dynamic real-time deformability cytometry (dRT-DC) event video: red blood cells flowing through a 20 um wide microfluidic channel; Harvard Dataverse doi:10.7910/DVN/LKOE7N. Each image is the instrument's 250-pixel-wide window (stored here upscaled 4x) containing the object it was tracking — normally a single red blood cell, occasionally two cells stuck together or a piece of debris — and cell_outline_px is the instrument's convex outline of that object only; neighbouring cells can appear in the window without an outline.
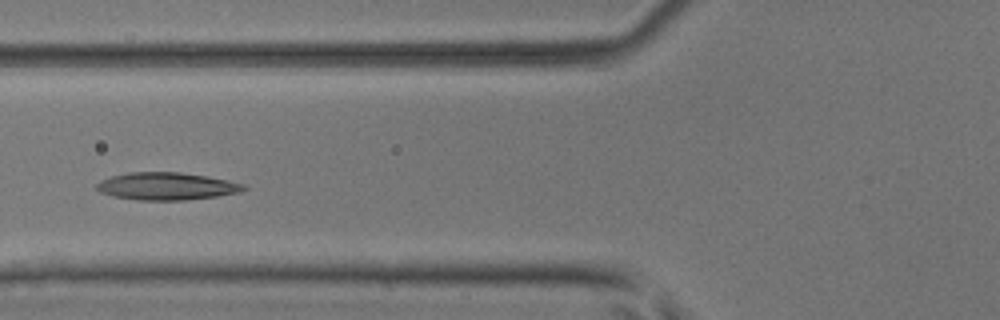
{"species": "common noctule bat (a hibernating species)", "species_latin": "Nyctalus noctula", "temperature_condition": "room temperature", "stored_images_in_passage": 4, "camera_frame_rate_fps": 3000, "um_per_image_px": 0.085, "animal": {"sex": "male", "body_mass_g": 17.9, "forearm_length_mm": 54.2}, "frame": {"image": 1, "passage_image": 3, "time_ms": 0.667, "image_size_px": [1000, 320], "cell_outline_px": [[248, 188], [236, 192], [216, 196], [184, 200], [136, 200], [112, 196], [100, 192], [96, 188], [96, 184], [100, 180], [112, 176], [128, 172], [180, 172], [208, 176], [244, 184]], "centroid_in_image_um": [14.11, 15.82], "position_along_channel_um": 111.7, "area_um2": 23.47}}
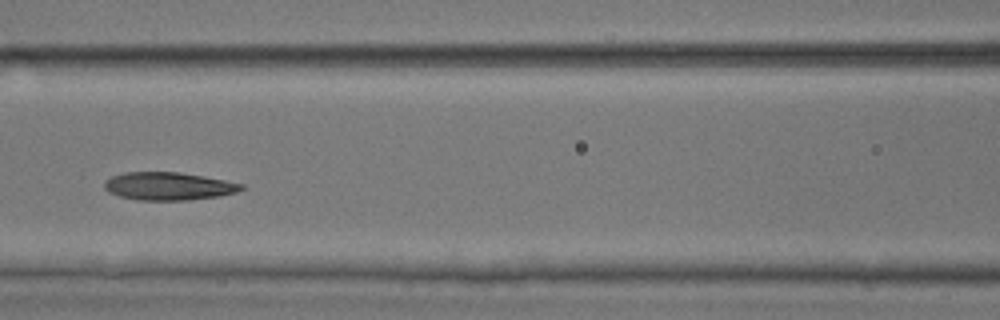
{"frame": {"image": 2, "passage_image": 4, "time_ms": 1.0, "image_size_px": [1000, 320], "cell_outline_px": [[244, 188], [236, 192], [216, 196], [188, 200], [136, 200], [120, 196], [108, 192], [104, 188], [104, 180], [112, 176], [124, 172], [180, 172], [204, 176], [244, 184]], "centroid_in_image_um": [14.28, 15.82], "position_along_channel_um": 152.3, "area_um2": 22.25}}